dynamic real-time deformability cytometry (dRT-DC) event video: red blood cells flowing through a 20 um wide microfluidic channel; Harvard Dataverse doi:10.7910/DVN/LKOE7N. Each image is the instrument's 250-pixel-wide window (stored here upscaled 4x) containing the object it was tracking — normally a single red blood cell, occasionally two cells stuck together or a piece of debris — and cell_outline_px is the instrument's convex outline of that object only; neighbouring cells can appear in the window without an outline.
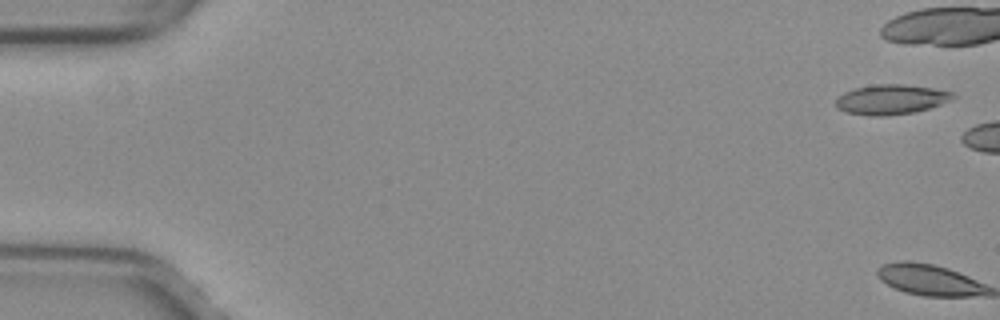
{"species": "common noctule bat (a hibernating species)", "species_latin": "Nyctalus noctula", "temperature_condition": "warm", "stored_images_in_passage": 3, "camera_frame_rate_fps": 3000, "um_per_image_px": 0.085, "animal": {"sex": "female", "body_mass_g": 29.2, "forearm_length_mm": 56.3}, "frame": {"image": 1, "passage_image": 2, "time_ms": 0.333, "image_size_px": [1000, 320], "cell_outline_px": [[956, 96], [952, 100], [916, 112], [884, 116], [868, 116], [848, 112], [836, 108], [836, 100], [844, 92], [856, 88], [876, 84], [904, 84], [932, 88], [952, 92]], "centroid_in_image_um": [75.75, 8.46], "position_along_channel_um": 9.2, "area_um2": 20.29}}